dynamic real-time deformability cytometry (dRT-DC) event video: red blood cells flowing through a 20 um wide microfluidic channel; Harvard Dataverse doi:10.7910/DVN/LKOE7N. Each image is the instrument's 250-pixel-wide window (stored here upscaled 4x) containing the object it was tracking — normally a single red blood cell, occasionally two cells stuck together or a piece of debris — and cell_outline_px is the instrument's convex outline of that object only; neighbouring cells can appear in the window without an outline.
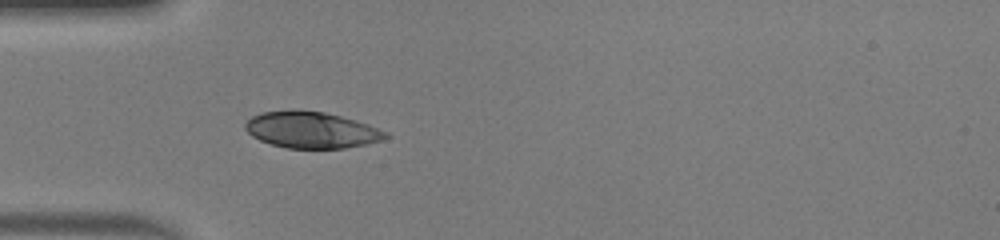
{"species": "human", "species_latin": "Homo sapiens", "temperature_condition": "warm", "stored_images_in_passage": 35, "camera_frame_rate_fps": 3000, "um_per_image_px": 0.085, "donor": {"sex": "male"}, "frame": {"image": 1, "passage_image": 1, "time_ms": 0.0, "image_size_px": [1000, 240], "cell_outline_px": [[388, 136], [384, 140], [344, 148], [288, 148], [272, 144], [260, 140], [252, 136], [244, 128], [244, 124], [252, 116], [260, 112], [292, 108], [324, 112], [356, 120], [368, 124], [388, 132]], "centroid_in_image_um": [26.45, 11.02], "position_along_channel_um": 58.6, "area_um2": 30.0}}
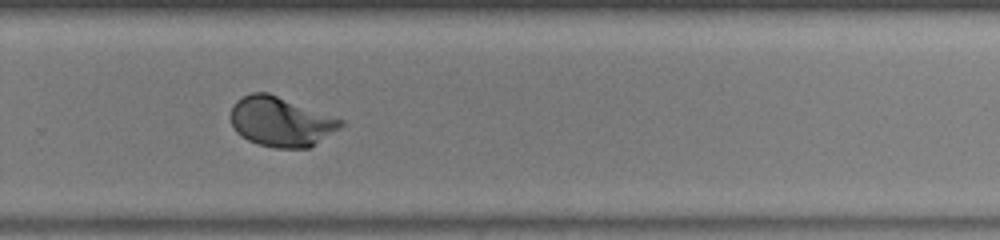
{"frame": {"image": 2, "passage_image": 19, "time_ms": 6.0, "image_size_px": [1000, 240], "cell_outline_px": [[344, 124], [340, 128], [308, 148], [276, 148], [260, 144], [248, 140], [240, 136], [236, 132], [228, 116], [236, 100], [252, 92], [268, 92], [344, 120]], "centroid_in_image_um": [23.84, 10.34], "position_along_channel_um": 306.0, "area_um2": 31.79}}
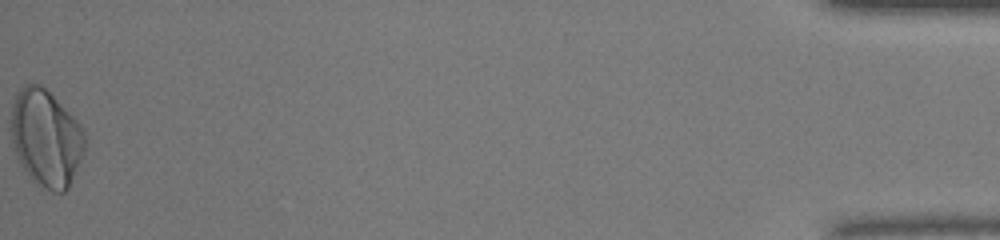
{"frame": {"image": 3, "passage_image": 35, "time_ms": 11.333, "image_size_px": [1000, 240], "cell_outline_px": [[88, 144], [68, 188], [64, 192], [52, 192], [40, 188], [32, 180], [20, 164], [12, 140], [12, 104], [16, 92], [24, 84], [40, 84], [84, 128]], "centroid_in_image_um": [3.94, 11.77], "position_along_channel_um": 431.3, "area_um2": 41.67}, "authors_computed_cell_mechanics": {"area_um2": 31.79, "velocity_mm_per_s": 4.2085, "shape_relaxation_time_tau1_ms": 1.9092, "shape_relaxation_time_tau2_ms": null, "deformation_change_tau1": 0.1588, "deformation_change_tau2": null}}